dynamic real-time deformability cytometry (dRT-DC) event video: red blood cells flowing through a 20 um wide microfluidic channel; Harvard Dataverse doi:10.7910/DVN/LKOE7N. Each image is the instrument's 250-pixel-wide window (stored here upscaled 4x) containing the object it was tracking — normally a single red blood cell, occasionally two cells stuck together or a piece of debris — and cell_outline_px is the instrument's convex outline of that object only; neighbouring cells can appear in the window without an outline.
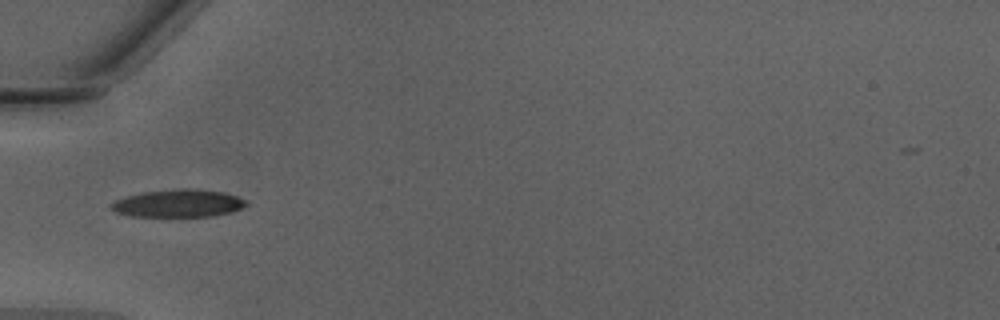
{"species": "Egyptian fruit bat (a non-hibernating species)", "species_latin": "Rousettus aegyptiacus", "temperature_condition": "warm", "stored_images_in_passage": 32, "camera_frame_rate_fps": 3000, "um_per_image_px": 0.085, "animal": {"sex": "male"}, "frame": {"image": 1, "passage_image": 1, "time_ms": 0.0, "image_size_px": [1000, 320], "cell_outline_px": [[248, 204], [232, 212], [212, 216], [132, 216], [116, 212], [108, 204], [116, 200], [128, 196], [144, 192], [180, 188], [192, 188], [224, 192], [236, 196], [244, 200]], "centroid_in_image_um": [15.16, 17.28], "position_along_channel_um": 69.8, "area_um2": 21.56}}
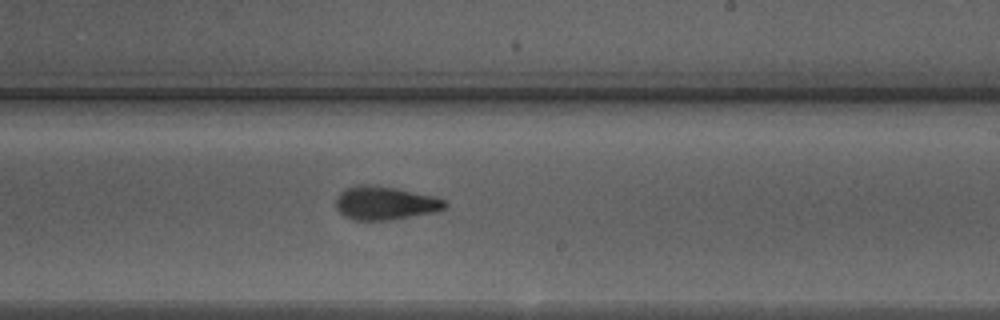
{"frame": {"image": 2, "passage_image": 14, "time_ms": 4.333, "image_size_px": [1000, 320], "cell_outline_px": [[448, 204], [444, 208], [436, 212], [392, 220], [356, 220], [340, 212], [336, 208], [336, 200], [340, 192], [348, 188], [360, 184], [368, 184], [396, 188], [432, 196], [444, 200]], "centroid_in_image_um": [32.75, 17.26], "position_along_channel_um": 256.3, "area_um2": 21.04}}
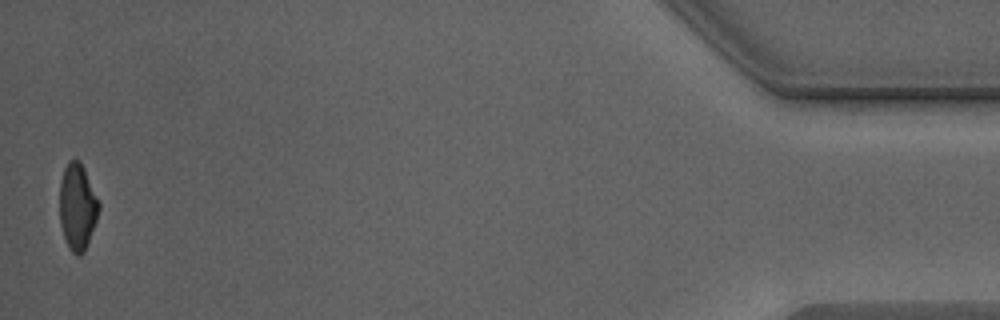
{"frame": {"image": 3, "passage_image": 32, "time_ms": 10.333, "image_size_px": [1000, 320], "cell_outline_px": [[100, 208], [96, 220], [84, 252], [80, 256], [76, 256], [72, 252], [64, 236], [60, 224], [60, 180], [64, 168], [68, 160], [80, 160], [84, 168], [100, 204]], "centroid_in_image_um": [6.57, 17.55], "position_along_channel_um": 428.6, "area_um2": 19.59}, "authors_computed_cell_mechanics": {"area_um2": 21.0103, "velocity_mm_per_s": 4.3138, "shape_relaxation_time_tau1_ms": 4.406, "shape_relaxation_time_tau2_ms": 1.4196, "deformation_change_tau1": 0.1861, "deformation_change_tau2": 0.0868}}